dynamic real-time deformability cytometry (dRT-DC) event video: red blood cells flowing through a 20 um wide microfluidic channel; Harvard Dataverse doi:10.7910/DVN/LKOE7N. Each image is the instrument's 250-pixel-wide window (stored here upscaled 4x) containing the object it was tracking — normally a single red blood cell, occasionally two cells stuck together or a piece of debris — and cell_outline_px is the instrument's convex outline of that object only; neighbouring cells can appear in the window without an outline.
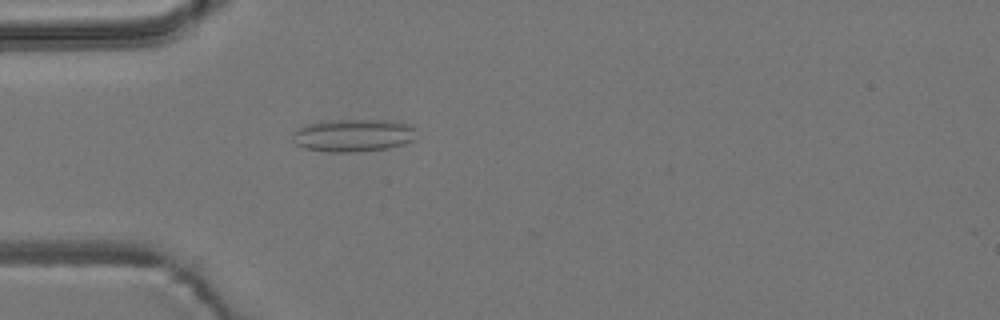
{"species": "common noctule bat (a hibernating species)", "species_latin": "Nyctalus noctula", "temperature_condition": "room temperature", "stored_images_in_passage": 49, "camera_frame_rate_fps": 3000, "um_per_image_px": 0.085, "animal": {"sex": "male", "body_mass_g": 19.2, "forearm_length_mm": 51.8}, "frame": {"image": 1, "passage_image": 12, "time_ms": 3.667, "image_size_px": [1000, 320], "cell_outline_px": [[416, 140], [404, 144], [388, 148], [356, 152], [332, 152], [304, 148], [296, 144], [292, 140], [292, 132], [296, 128], [308, 124], [336, 120], [380, 120], [408, 124], [416, 128]], "centroid_in_image_um": [30.03, 11.51], "position_along_channel_um": 55.0, "area_um2": 23.64}}
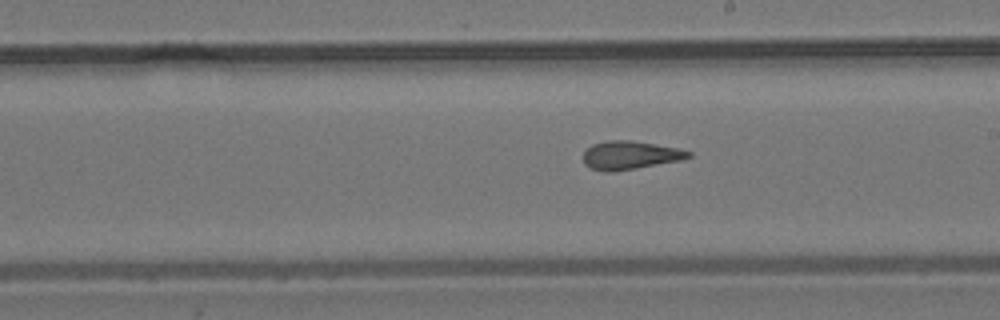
{"frame": {"image": 2, "passage_image": 27, "time_ms": 8.667, "image_size_px": [1000, 320], "cell_outline_px": [[692, 156], [680, 160], [636, 168], [608, 172], [604, 172], [592, 168], [584, 164], [584, 152], [592, 144], [608, 140], [632, 140], [680, 148], [692, 152]], "centroid_in_image_um": [53.57, 13.18], "position_along_channel_um": 235.4, "area_um2": 17.34}}
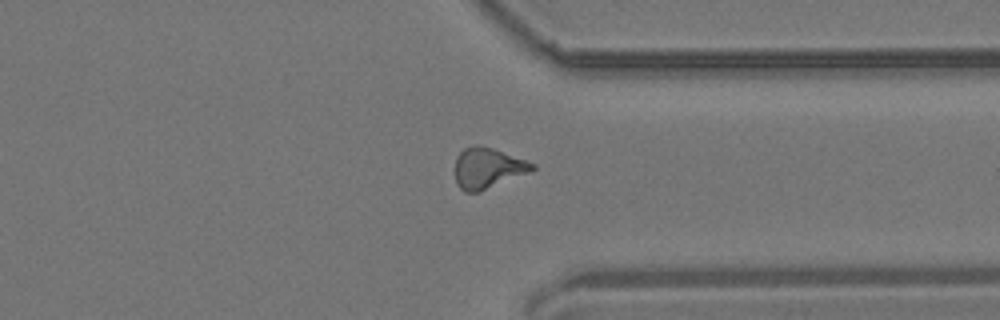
{"frame": {"image": 3, "passage_image": 38, "time_ms": 12.333, "image_size_px": [1000, 320], "cell_outline_px": [[536, 168], [532, 172], [480, 192], [464, 192], [456, 184], [456, 156], [464, 148], [476, 144], [480, 144], [492, 148], [536, 164]], "centroid_in_image_um": [41.47, 14.3], "position_along_channel_um": 369.9, "area_um2": 18.5}, "authors_computed_cell_mechanics": {"area_um2": 17.629, "velocity_mm_per_s": 3.7247, "shape_relaxation_time_tau1_ms": null, "shape_relaxation_time_tau2_ms": 2.1505, "deformation_change_tau1": null, "deformation_change_tau2": 0.1172}}